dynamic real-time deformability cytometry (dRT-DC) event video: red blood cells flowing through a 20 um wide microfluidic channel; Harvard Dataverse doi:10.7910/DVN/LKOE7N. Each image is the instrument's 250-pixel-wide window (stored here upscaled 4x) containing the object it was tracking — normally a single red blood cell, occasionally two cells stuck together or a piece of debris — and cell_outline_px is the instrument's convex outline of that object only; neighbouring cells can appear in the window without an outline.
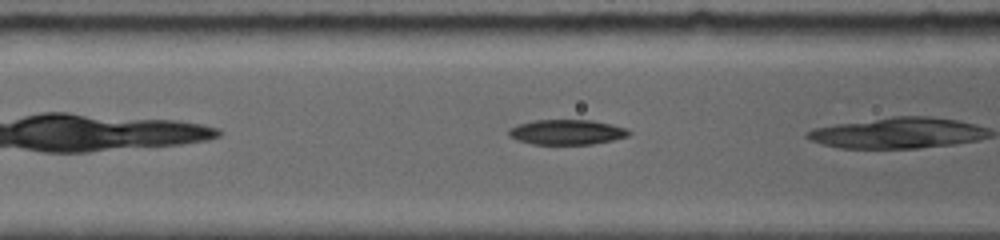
{"species": "common noctule bat (a hibernating species)", "species_latin": "Nyctalus noctula", "temperature_condition": "room temperature", "stored_images_in_passage": 8, "camera_frame_rate_fps": 5000, "um_per_image_px": 0.085, "animal": {"sex": "female", "body_mass_g": 19.0, "forearm_length_mm": 56.7}, "frame": {"image": 1, "passage_image": 6, "time_ms": 2.0, "image_size_px": [1000, 240], "cell_outline_px": [[632, 132], [628, 136], [612, 140], [592, 144], [532, 144], [516, 140], [508, 136], [508, 128], [516, 124], [532, 120], [592, 120], [612, 124], [624, 128]], "centroid_in_image_um": [48.12, 11.22], "position_along_channel_um": 118.5, "area_um2": 17.69}}